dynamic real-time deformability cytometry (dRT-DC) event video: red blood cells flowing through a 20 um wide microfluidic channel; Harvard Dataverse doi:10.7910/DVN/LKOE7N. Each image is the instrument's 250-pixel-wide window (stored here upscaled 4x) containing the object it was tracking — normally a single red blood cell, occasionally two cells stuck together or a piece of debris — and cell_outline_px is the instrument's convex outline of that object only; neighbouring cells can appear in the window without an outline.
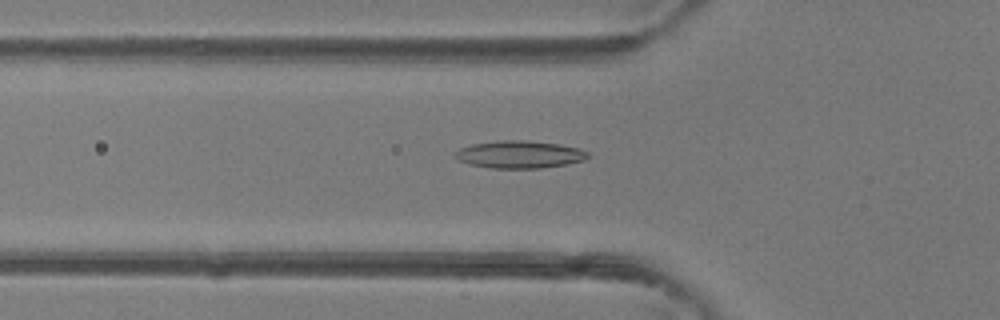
{"species": "common noctule bat (a hibernating species)", "species_latin": "Nyctalus noctula", "temperature_condition": "room temperature", "stored_images_in_passage": 46, "camera_frame_rate_fps": 3000, "um_per_image_px": 0.085, "animal": {"sex": "female"}, "frame": {"image": 1, "passage_image": 16, "time_ms": 5.0, "image_size_px": [1000, 320], "cell_outline_px": [[588, 156], [584, 160], [568, 164], [540, 168], [488, 168], [468, 164], [460, 160], [456, 156], [456, 152], [460, 148], [472, 144], [500, 140], [524, 140], [560, 144], [580, 148], [588, 152]], "centroid_in_image_um": [44.18, 13.13], "position_along_channel_um": 81.6, "area_um2": 21.21}}
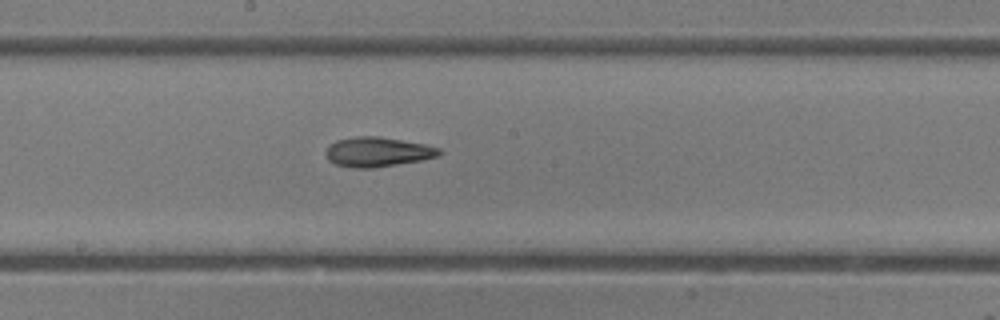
{"frame": {"image": 2, "passage_image": 25, "time_ms": 8.0, "image_size_px": [1000, 320], "cell_outline_px": [[440, 156], [420, 160], [372, 168], [352, 168], [336, 164], [328, 160], [324, 152], [328, 144], [336, 140], [356, 136], [380, 136], [424, 144], [440, 148]], "centroid_in_image_um": [32.04, 12.9], "position_along_channel_um": 216.2, "area_um2": 19.65}}
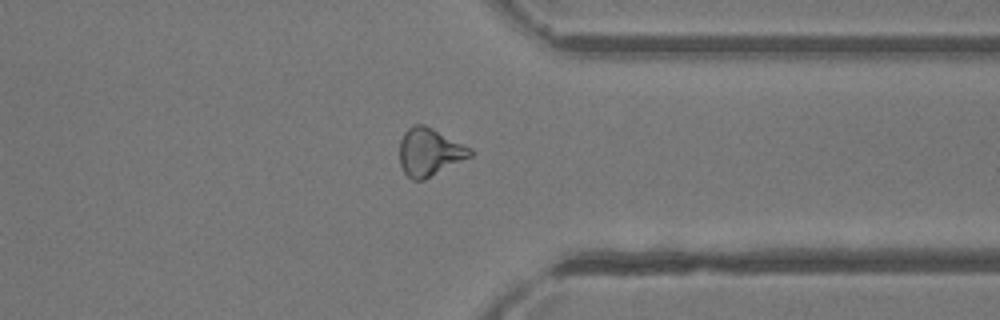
{"frame": {"image": 3, "passage_image": 36, "time_ms": 11.667, "image_size_px": [1000, 320], "cell_outline_px": [[472, 156], [424, 180], [412, 180], [404, 172], [400, 164], [400, 140], [404, 132], [412, 124], [424, 124], [472, 148]], "centroid_in_image_um": [36.5, 12.92], "position_along_channel_um": 374.9, "area_um2": 19.65}}